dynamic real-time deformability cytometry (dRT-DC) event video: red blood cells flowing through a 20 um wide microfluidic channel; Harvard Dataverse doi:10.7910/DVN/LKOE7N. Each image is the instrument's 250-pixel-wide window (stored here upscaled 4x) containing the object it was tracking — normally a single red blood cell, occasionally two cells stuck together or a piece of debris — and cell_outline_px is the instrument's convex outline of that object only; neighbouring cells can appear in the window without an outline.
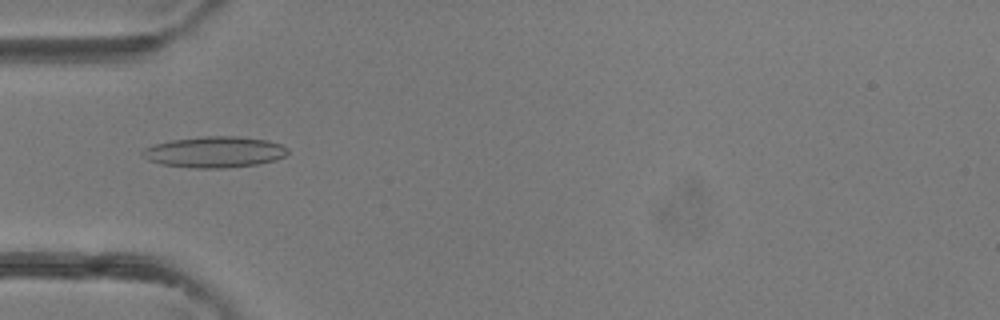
{"species": "common noctule bat (a hibernating species)", "species_latin": "Nyctalus noctula", "temperature_condition": "room temperature", "stored_images_in_passage": 4, "camera_frame_rate_fps": 3000, "um_per_image_px": 0.085, "animal": {"sex": "female"}, "frame": {"image": 1, "passage_image": 4, "time_ms": 4.333, "image_size_px": [1000, 320], "cell_outline_px": [[288, 152], [284, 156], [276, 160], [256, 164], [224, 168], [196, 168], [160, 164], [148, 160], [140, 152], [144, 148], [156, 144], [172, 140], [200, 136], [236, 136], [268, 140], [280, 144], [288, 148]], "centroid_in_image_um": [18.24, 12.92], "position_along_channel_um": 66.8, "area_um2": 26.24}}